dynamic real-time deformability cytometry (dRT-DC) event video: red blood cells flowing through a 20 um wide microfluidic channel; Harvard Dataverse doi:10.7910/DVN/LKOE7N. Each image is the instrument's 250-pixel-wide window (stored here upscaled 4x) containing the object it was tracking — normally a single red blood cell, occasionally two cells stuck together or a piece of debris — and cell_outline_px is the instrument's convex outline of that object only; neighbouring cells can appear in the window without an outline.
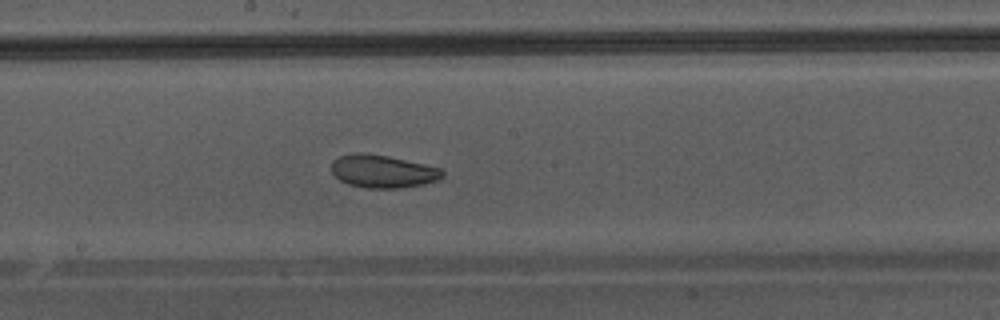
{"species": "Egyptian fruit bat (a non-hibernating species)", "species_latin": "Rousettus aegyptiacus", "temperature_condition": "warm", "stored_images_in_passage": 47, "camera_frame_rate_fps": 3000, "um_per_image_px": 0.085, "animal": {"sex": "male"}, "frame": {"image": 1, "passage_image": 27, "time_ms": 8.667, "image_size_px": [1000, 320], "cell_outline_px": [[444, 176], [436, 180], [424, 184], [400, 188], [364, 188], [348, 184], [340, 180], [332, 172], [332, 160], [340, 156], [356, 152], [364, 152], [388, 156], [424, 164], [440, 168], [444, 172]], "centroid_in_image_um": [32.52, 14.56], "position_along_channel_um": 215.7, "area_um2": 21.27}}